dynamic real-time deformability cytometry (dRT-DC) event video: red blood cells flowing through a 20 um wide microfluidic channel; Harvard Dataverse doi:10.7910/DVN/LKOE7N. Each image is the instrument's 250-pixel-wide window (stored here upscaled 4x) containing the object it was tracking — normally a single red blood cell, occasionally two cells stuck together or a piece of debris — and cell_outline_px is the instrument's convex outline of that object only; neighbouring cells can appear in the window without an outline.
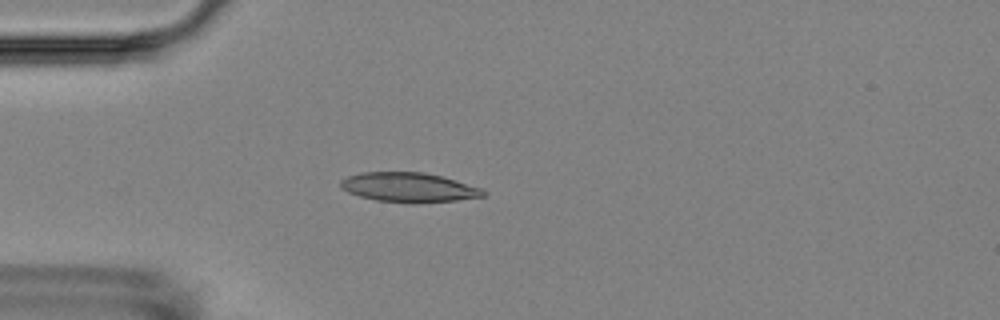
{"species": "Egyptian fruit bat (a non-hibernating species)", "species_latin": "Rousettus aegyptiacus", "temperature_condition": "room temperature", "stored_images_in_passage": 4, "camera_frame_rate_fps": 3000, "um_per_image_px": 0.085, "animal": {"sex": "female"}, "frame": {"image": 1, "passage_image": 4, "time_ms": 3.333, "image_size_px": [1000, 320], "cell_outline_px": [[488, 196], [456, 200], [412, 204], [376, 200], [360, 196], [348, 192], [340, 188], [340, 180], [348, 176], [360, 172], [424, 172], [440, 176], [480, 188], [488, 192]], "centroid_in_image_um": [34.73, 15.94], "position_along_channel_um": 50.3, "area_um2": 24.62}}